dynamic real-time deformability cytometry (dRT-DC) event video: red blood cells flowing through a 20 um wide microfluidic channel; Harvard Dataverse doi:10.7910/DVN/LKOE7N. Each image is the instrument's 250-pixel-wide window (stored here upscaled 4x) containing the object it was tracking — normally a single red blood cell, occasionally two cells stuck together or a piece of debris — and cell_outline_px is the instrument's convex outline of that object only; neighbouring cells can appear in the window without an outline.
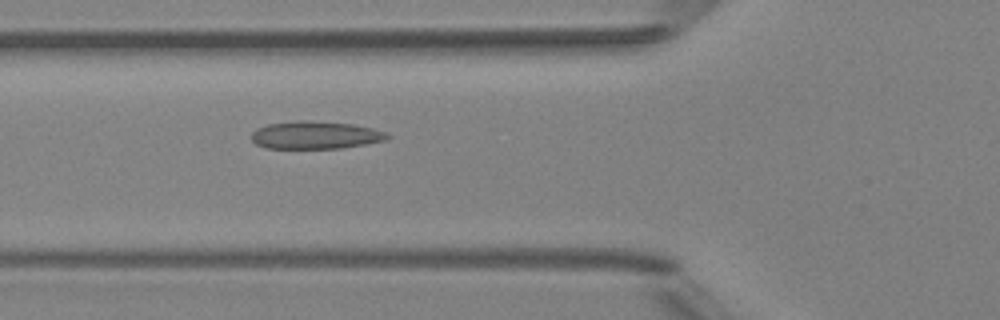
{"species": "Egyptian fruit bat (a non-hibernating species)", "species_latin": "Rousettus aegyptiacus", "temperature_condition": "room temperature", "stored_images_in_passage": 4, "camera_frame_rate_fps": 3000, "um_per_image_px": 0.085, "animal": {"sex": "female"}, "frame": {"image": 1, "passage_image": 4, "time_ms": 4.0, "image_size_px": [1000, 320], "cell_outline_px": [[392, 136], [388, 140], [340, 148], [268, 148], [256, 144], [252, 140], [252, 132], [256, 128], [268, 124], [300, 120], [352, 124], [372, 128], [384, 132]], "centroid_in_image_um": [26.81, 11.48], "position_along_channel_um": 99.0, "area_um2": 21.73}}